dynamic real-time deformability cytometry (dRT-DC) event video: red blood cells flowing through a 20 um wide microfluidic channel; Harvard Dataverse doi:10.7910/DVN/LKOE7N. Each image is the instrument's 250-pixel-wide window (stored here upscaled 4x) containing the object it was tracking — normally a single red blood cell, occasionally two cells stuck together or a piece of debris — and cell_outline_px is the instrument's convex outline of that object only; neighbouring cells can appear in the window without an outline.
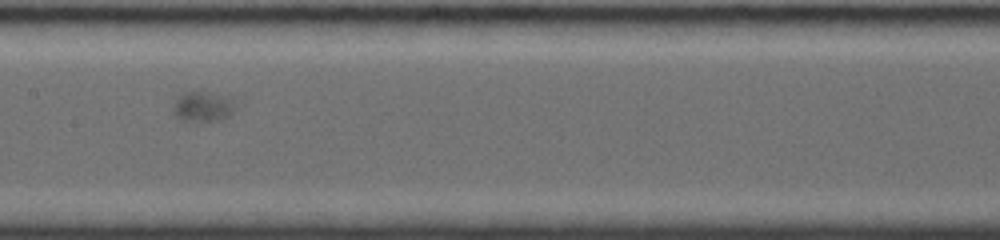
{"species": "common noctule bat (a hibernating species)", "species_latin": "Nyctalus noctula", "temperature_condition": "room temperature", "stored_images_in_passage": 52, "camera_frame_rate_fps": 4000, "um_per_image_px": 0.085, "animal": {"sex": "female", "body_mass_g": 19.0, "forearm_length_mm": 56.7}, "frame": {"image": 1, "passage_image": 14, "time_ms": 6.75, "image_size_px": [1000, 240], "cell_outline_px": [[232, 112], [228, 116], [212, 120], [180, 120], [176, 116], [172, 108], [176, 96], [184, 92], [204, 92], [232, 96]], "centroid_in_image_um": [17.18, 9.02], "position_along_channel_um": 190.2, "area_um2": 10.64}}